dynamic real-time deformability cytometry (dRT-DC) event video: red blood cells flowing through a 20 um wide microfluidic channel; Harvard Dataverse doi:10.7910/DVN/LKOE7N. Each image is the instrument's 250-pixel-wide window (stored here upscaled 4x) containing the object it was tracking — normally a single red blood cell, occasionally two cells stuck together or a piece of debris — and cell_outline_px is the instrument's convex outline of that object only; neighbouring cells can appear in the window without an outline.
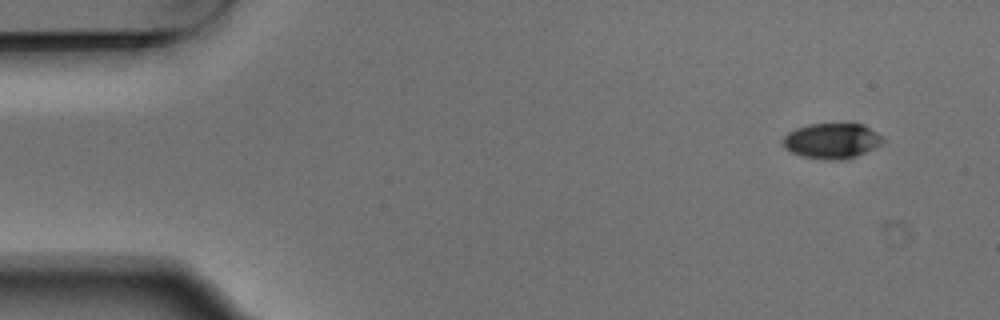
{"species": "Egyptian fruit bat (a non-hibernating species)", "species_latin": "Rousettus aegyptiacus", "temperature_condition": "warm", "stored_images_in_passage": 4, "camera_frame_rate_fps": 3000, "um_per_image_px": 0.085, "animal": {"sex": "male"}, "frame": {"image": 1, "passage_image": 1, "time_ms": 0.0, "image_size_px": [1000, 320], "cell_outline_px": [[884, 140], [880, 144], [856, 156], [844, 160], [832, 160], [804, 156], [792, 152], [784, 148], [784, 136], [788, 132], [796, 128], [808, 124], [864, 124], [876, 132]], "centroid_in_image_um": [70.69, 11.96], "position_along_channel_um": 14.3, "area_um2": 20.23}}
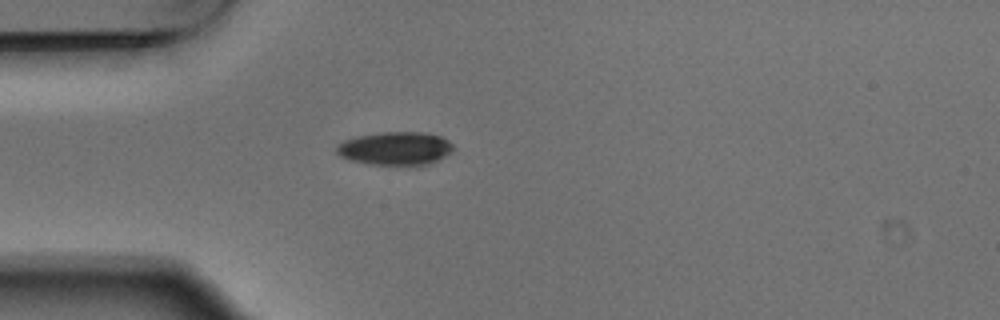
{"frame": {"image": 2, "passage_image": 4, "time_ms": 1.0, "image_size_px": [1000, 320], "cell_outline_px": [[456, 148], [452, 152], [428, 164], [416, 168], [408, 168], [368, 164], [352, 160], [340, 156], [336, 152], [336, 148], [344, 140], [356, 136], [380, 132], [424, 132], [440, 136], [448, 140]], "centroid_in_image_um": [33.64, 12.66], "position_along_channel_um": 51.4, "area_um2": 23.41}}